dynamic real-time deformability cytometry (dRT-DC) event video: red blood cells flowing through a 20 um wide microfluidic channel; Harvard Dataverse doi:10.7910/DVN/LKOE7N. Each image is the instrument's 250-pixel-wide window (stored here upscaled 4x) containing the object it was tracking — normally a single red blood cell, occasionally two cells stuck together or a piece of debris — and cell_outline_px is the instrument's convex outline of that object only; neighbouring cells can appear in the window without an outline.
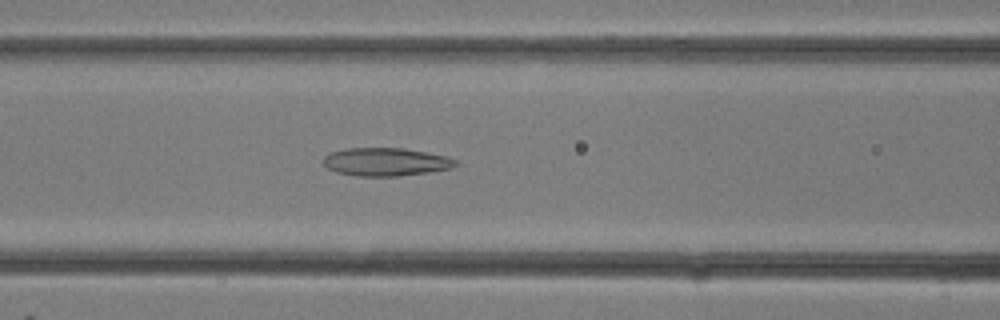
{"species": "common noctule bat (a hibernating species)", "species_latin": "Nyctalus noctula", "temperature_condition": "room temperature", "stored_images_in_passage": 15, "camera_frame_rate_fps": 3000, "um_per_image_px": 0.085, "animal": {"sex": "female"}, "frame": {"image": 1, "passage_image": 13, "time_ms": 4.0, "image_size_px": [1000, 320], "cell_outline_px": [[460, 164], [452, 168], [428, 172], [396, 176], [356, 176], [336, 172], [328, 168], [324, 164], [324, 156], [328, 152], [344, 148], [404, 148], [428, 152], [448, 156], [456, 160]], "centroid_in_image_um": [32.8, 13.75], "position_along_channel_um": 133.8, "area_um2": 21.91}}
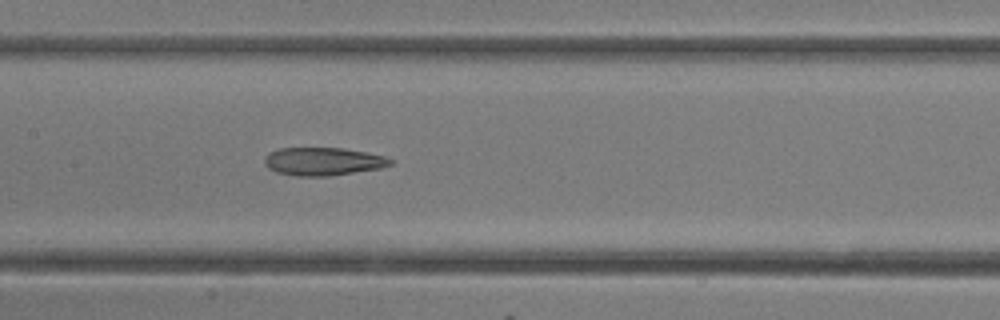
{"frame": {"image": 2, "passage_image": 15, "time_ms": 4.667, "image_size_px": [1000, 320], "cell_outline_px": [[392, 164], [380, 168], [328, 176], [296, 176], [276, 172], [268, 168], [264, 164], [264, 156], [268, 152], [280, 148], [344, 148], [368, 152], [384, 156], [392, 160]], "centroid_in_image_um": [27.42, 13.71], "position_along_channel_um": 180.0, "area_um2": 20.63}}